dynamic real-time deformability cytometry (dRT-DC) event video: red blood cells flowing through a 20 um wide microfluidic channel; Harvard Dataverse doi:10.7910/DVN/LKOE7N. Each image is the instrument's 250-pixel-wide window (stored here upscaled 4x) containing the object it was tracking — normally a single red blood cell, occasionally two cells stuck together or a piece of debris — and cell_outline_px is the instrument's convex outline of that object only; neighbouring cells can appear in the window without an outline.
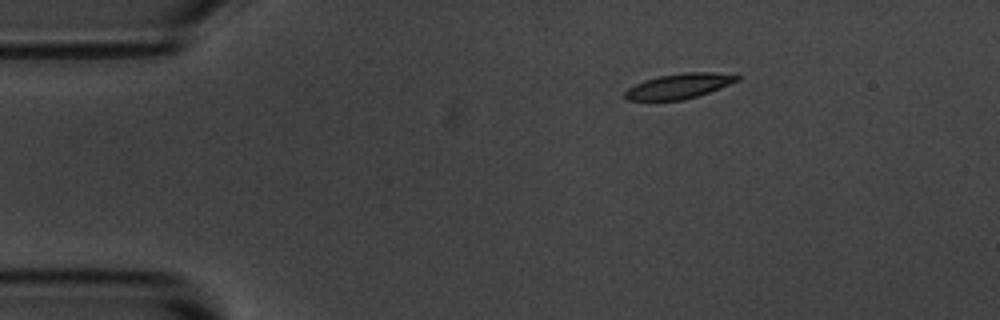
{"species": "common noctule bat (a hibernating species)", "species_latin": "Nyctalus noctula", "temperature_condition": "room temperature", "stored_images_in_passage": 47, "camera_frame_rate_fps": 3000, "um_per_image_px": 0.085, "animal": {"sex": "male", "body_mass_g": 20.1, "forearm_length_mm": 53.5}, "frame": {"image": 1, "passage_image": 1, "time_ms": 0.0, "image_size_px": [1000, 320], "cell_outline_px": [[740, 80], [720, 88], [696, 96], [680, 100], [628, 100], [624, 96], [624, 92], [628, 88], [644, 80], [660, 76], [684, 72], [712, 72], [740, 76]], "centroid_in_image_um": [57.71, 7.31], "position_along_channel_um": 27.3, "area_um2": 16.13}}
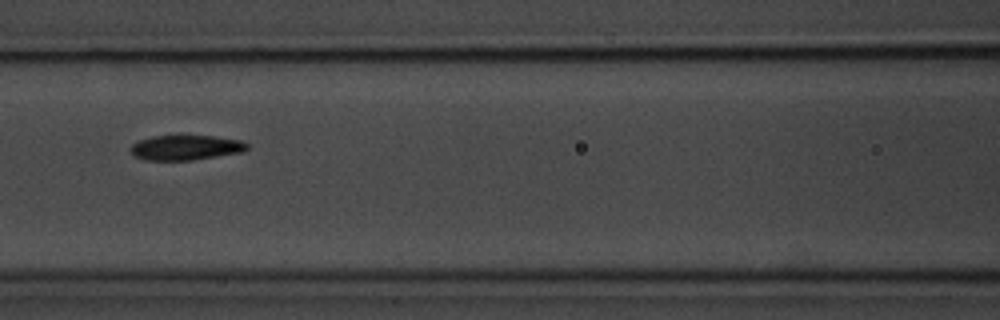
{"frame": {"image": 2, "passage_image": 16, "time_ms": 5.0, "image_size_px": [1000, 320], "cell_outline_px": [[248, 148], [244, 152], [192, 160], [144, 160], [132, 156], [128, 148], [132, 144], [140, 140], [152, 136], [176, 132], [180, 132], [216, 136], [244, 140], [248, 144]], "centroid_in_image_um": [15.77, 12.49], "position_along_channel_um": 150.8, "area_um2": 18.21}}
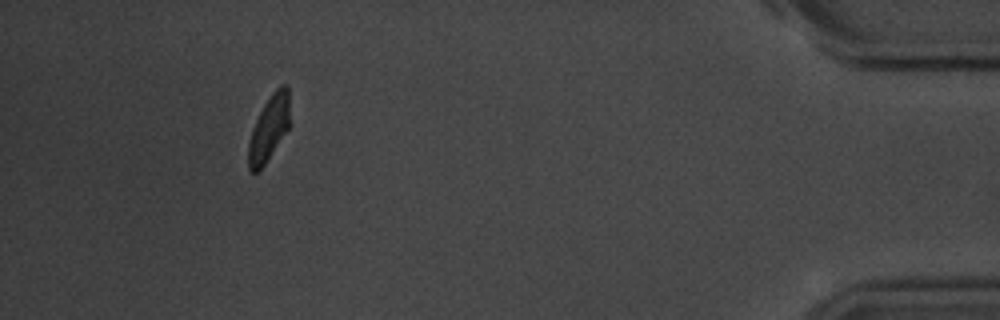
{"frame": {"image": 3, "passage_image": 43, "time_ms": 14.0, "image_size_px": [1000, 320], "cell_outline_px": [[288, 128], [264, 164], [256, 172], [248, 172], [248, 144], [252, 128], [264, 104], [272, 92], [280, 84], [288, 84]], "centroid_in_image_um": [22.83, 10.89], "position_along_channel_um": 412.4, "area_um2": 15.37}, "authors_computed_cell_mechanics": {"area_um2": 17.4556, "velocity_mm_per_s": 3.6003, "shape_relaxation_time_tau1_ms": 3.3817, "shape_relaxation_time_tau2_ms": 2.9748, "deformation_change_tau1": 0.1337, "deformation_change_tau2": 0.0681}}